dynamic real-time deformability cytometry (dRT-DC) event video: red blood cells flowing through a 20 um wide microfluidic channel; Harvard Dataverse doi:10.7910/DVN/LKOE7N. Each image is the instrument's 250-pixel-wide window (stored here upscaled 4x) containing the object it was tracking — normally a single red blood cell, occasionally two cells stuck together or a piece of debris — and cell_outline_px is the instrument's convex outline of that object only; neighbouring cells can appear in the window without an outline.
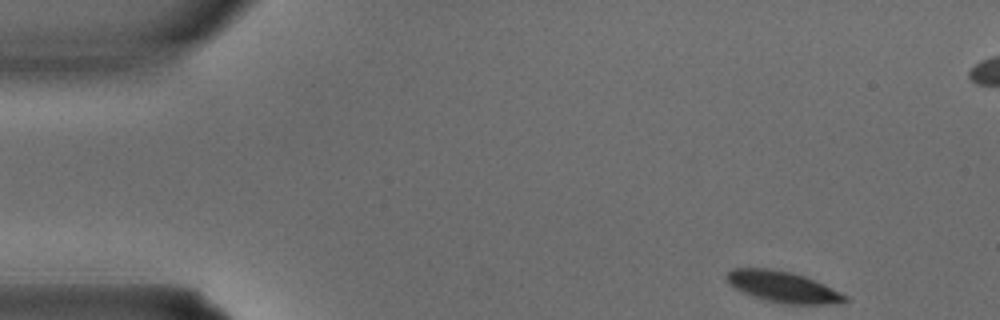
{"species": "common noctule bat (a hibernating species)", "species_latin": "Nyctalus noctula", "temperature_condition": "warm", "stored_images_in_passage": 3, "camera_frame_rate_fps": 3000, "um_per_image_px": 0.085, "animal": {"sex": "male", "body_mass_g": 15.6}, "frame": {"image": 1, "passage_image": 3, "time_ms": 0.667, "image_size_px": [1000, 320], "cell_outline_px": [[848, 300], [840, 304], [788, 304], [768, 300], [752, 296], [728, 284], [724, 276], [732, 268], [768, 268], [792, 272], [804, 276], [824, 284], [848, 296]], "centroid_in_image_um": [66.55, 24.37], "position_along_channel_um": 18.4, "area_um2": 21.39}}